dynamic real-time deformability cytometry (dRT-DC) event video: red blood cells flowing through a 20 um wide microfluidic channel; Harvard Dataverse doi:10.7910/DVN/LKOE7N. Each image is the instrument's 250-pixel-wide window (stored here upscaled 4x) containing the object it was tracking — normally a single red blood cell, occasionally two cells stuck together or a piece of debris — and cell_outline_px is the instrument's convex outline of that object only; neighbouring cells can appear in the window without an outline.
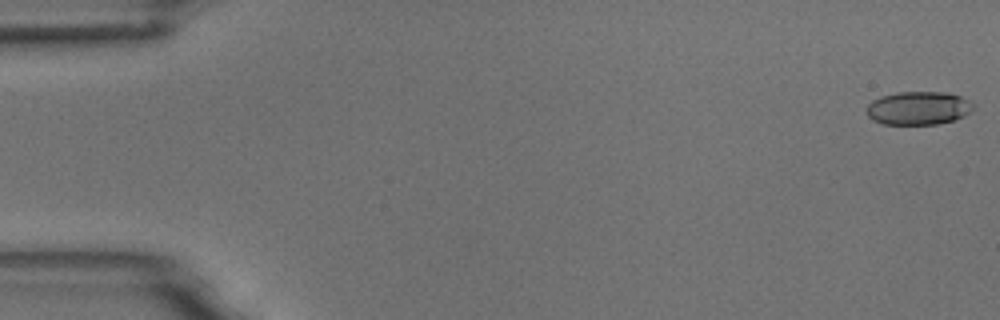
{"species": "common noctule bat (a hibernating species)", "species_latin": "Nyctalus noctula", "temperature_condition": "room temperature", "stored_images_in_passage": 5, "camera_frame_rate_fps": 3000, "um_per_image_px": 0.085, "animal": {"sex": "male", "body_mass_g": 18.8}, "frame": {"image": 1, "passage_image": 1, "time_ms": 0.0, "image_size_px": [1000, 320], "cell_outline_px": [[972, 108], [964, 116], [952, 120], [936, 124], [884, 124], [872, 120], [868, 116], [868, 104], [872, 100], [880, 96], [896, 92], [948, 92], [960, 96], [972, 104]], "centroid_in_image_um": [78.02, 9.18], "position_along_channel_um": 7.0, "area_um2": 20.52}}
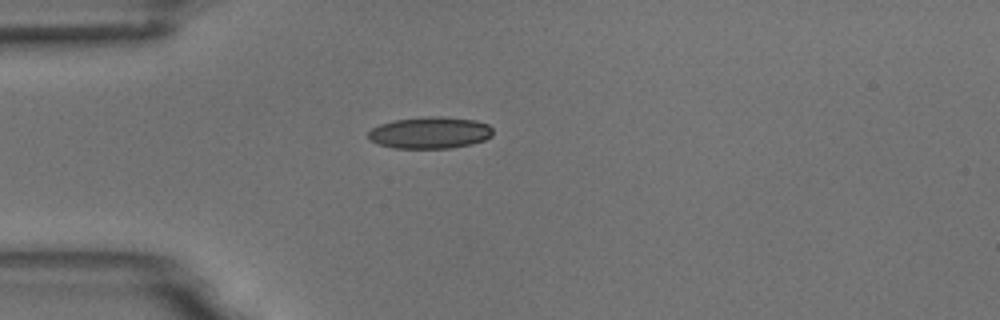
{"frame": {"image": 2, "passage_image": 5, "time_ms": 4.667, "image_size_px": [1000, 320], "cell_outline_px": [[492, 136], [484, 140], [452, 148], [396, 148], [380, 144], [368, 140], [368, 132], [372, 128], [380, 124], [392, 120], [428, 116], [444, 116], [476, 120], [488, 124], [492, 128]], "centroid_in_image_um": [36.54, 11.26], "position_along_channel_um": 48.5, "area_um2": 23.12}}